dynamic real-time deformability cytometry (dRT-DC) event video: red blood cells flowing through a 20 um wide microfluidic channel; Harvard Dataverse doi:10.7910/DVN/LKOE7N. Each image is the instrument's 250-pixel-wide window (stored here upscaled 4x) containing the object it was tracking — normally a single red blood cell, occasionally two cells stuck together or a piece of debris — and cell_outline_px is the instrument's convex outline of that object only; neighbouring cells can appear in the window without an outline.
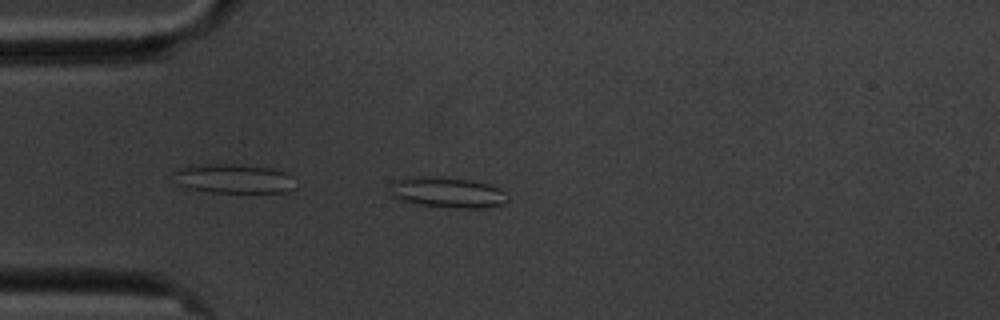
{"species": "common noctule bat (a hibernating species)", "species_latin": "Nyctalus noctula", "temperature_condition": "cold", "stored_images_in_passage": 7, "camera_frame_rate_fps": 3000, "um_per_image_px": 0.085, "animal": {"sex": "male", "body_mass_g": 20.1, "forearm_length_mm": 53.5}, "frame": {"image": 1, "passage_image": 4, "time_ms": 3.333, "image_size_px": [1000, 320], "cell_outline_px": [[508, 200], [504, 204], [480, 208], [452, 208], [420, 204], [396, 200], [392, 196], [392, 180], [408, 176], [428, 176], [472, 180], [488, 184], [500, 188], [508, 196]], "centroid_in_image_um": [38.02, 16.35], "position_along_channel_um": 47.0, "area_um2": 21.15}}
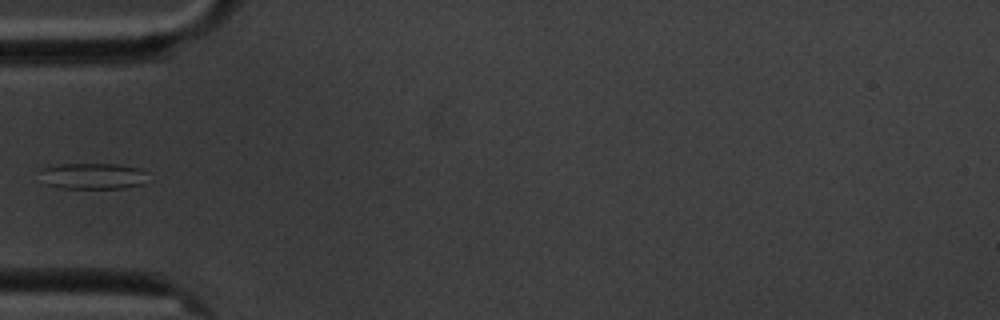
{"frame": {"image": 2, "passage_image": 5, "time_ms": 4.667, "image_size_px": [1000, 320], "cell_outline_px": [[152, 180], [144, 184], [124, 188], [64, 188], [48, 184], [40, 168], [48, 164], [116, 164], [140, 168]], "centroid_in_image_um": [7.98, 14.95], "position_along_channel_um": 77.0, "area_um2": 16.53}}
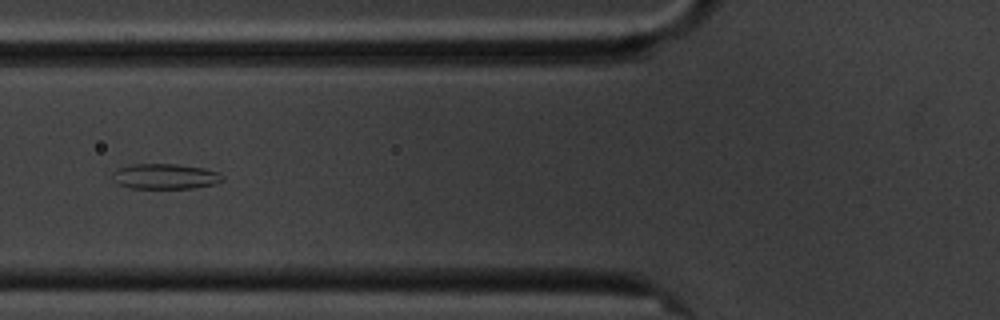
{"frame": {"image": 3, "passage_image": 6, "time_ms": 5.667, "image_size_px": [1000, 320], "cell_outline_px": [[224, 180], [212, 184], [192, 188], [128, 188], [116, 184], [112, 180], [112, 172], [120, 168], [132, 164], [176, 164], [204, 168], [220, 172], [224, 176]], "centroid_in_image_um": [14.01, 14.99], "position_along_channel_um": 111.8, "area_um2": 16.36}}